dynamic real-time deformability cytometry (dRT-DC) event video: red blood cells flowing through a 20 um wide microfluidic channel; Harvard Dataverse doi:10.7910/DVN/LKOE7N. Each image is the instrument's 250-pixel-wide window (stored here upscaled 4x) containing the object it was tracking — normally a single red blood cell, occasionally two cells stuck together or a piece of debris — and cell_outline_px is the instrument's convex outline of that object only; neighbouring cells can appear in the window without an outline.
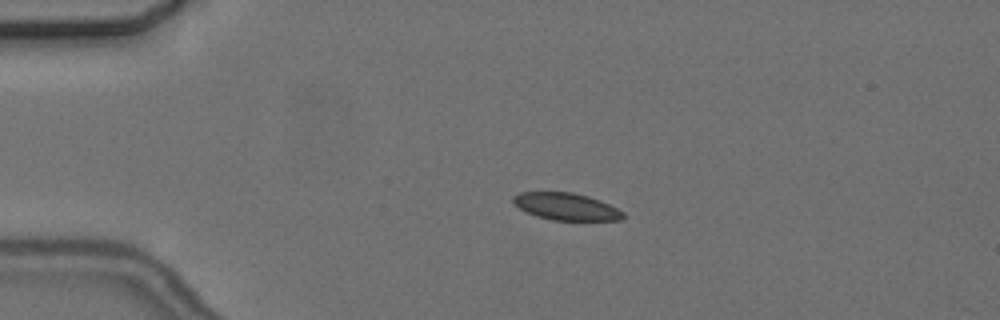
{"species": "common noctule bat (a hibernating species)", "species_latin": "Nyctalus noctula", "temperature_condition": "cold", "stored_images_in_passage": 4, "camera_frame_rate_fps": 3000, "um_per_image_px": 0.085, "animal": {"sex": "female", "body_mass_g": 24.6, "forearm_length_mm": 56.2}, "frame": {"image": 1, "passage_image": 3, "time_ms": 3.333, "image_size_px": [1000, 320], "cell_outline_px": [[624, 220], [552, 220], [536, 216], [512, 204], [512, 196], [520, 192], [572, 192], [588, 196], [600, 200], [624, 212]], "centroid_in_image_um": [48.11, 17.55], "position_along_channel_um": 36.9, "area_um2": 17.4}}